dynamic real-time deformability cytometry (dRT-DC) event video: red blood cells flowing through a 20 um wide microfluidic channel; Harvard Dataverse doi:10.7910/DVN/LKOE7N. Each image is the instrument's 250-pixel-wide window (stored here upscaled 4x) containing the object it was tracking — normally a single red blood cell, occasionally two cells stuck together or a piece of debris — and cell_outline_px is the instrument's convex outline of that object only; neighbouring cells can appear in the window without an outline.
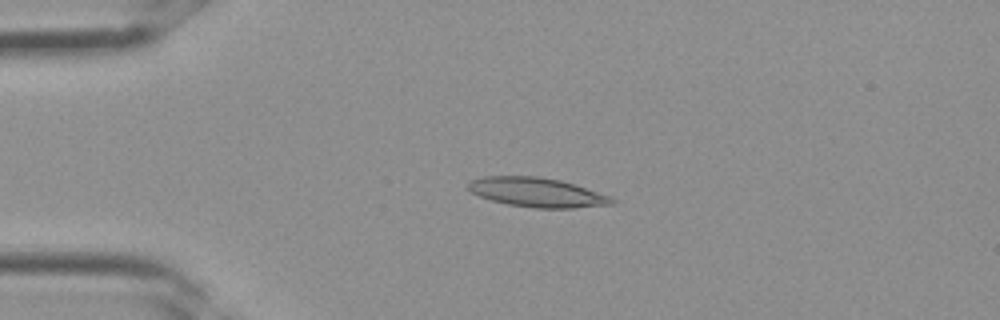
{"species": "Egyptian fruit bat (a non-hibernating species)", "species_latin": "Rousettus aegyptiacus", "temperature_condition": "room temperature", "stored_images_in_passage": 4, "camera_frame_rate_fps": 3000, "um_per_image_px": 0.085, "frame": {"image": 1, "passage_image": 3, "time_ms": 0.667, "image_size_px": [1000, 320], "cell_outline_px": [[616, 204], [576, 208], [536, 208], [508, 204], [492, 200], [480, 196], [472, 192], [468, 188], [468, 180], [484, 176], [536, 176], [560, 180], [576, 184], [612, 196], [616, 200]], "centroid_in_image_um": [45.71, 16.35], "position_along_channel_um": 39.3, "area_um2": 24.8}}